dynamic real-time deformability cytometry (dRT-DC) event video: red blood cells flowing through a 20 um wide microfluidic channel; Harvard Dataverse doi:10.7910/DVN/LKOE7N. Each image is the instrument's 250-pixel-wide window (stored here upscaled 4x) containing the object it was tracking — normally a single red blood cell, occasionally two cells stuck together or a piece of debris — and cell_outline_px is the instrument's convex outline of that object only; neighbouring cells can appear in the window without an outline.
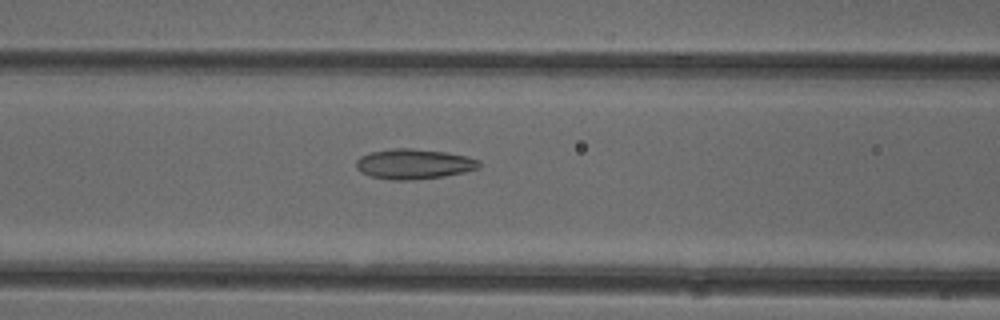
{"species": "common noctule bat (a hibernating species)", "species_latin": "Nyctalus noctula", "temperature_condition": "cold", "stored_images_in_passage": 51, "camera_frame_rate_fps": 3000, "um_per_image_px": 0.085, "animal": {"sex": "female"}, "frame": {"image": 1, "passage_image": 21, "time_ms": 6.667, "image_size_px": [1000, 320], "cell_outline_px": [[480, 168], [464, 172], [444, 176], [408, 180], [392, 180], [372, 176], [360, 172], [356, 168], [356, 160], [360, 156], [372, 152], [392, 148], [412, 148], [444, 152], [468, 156], [480, 160]], "centroid_in_image_um": [35.19, 13.93], "position_along_channel_um": 131.4, "area_um2": 21.56}}
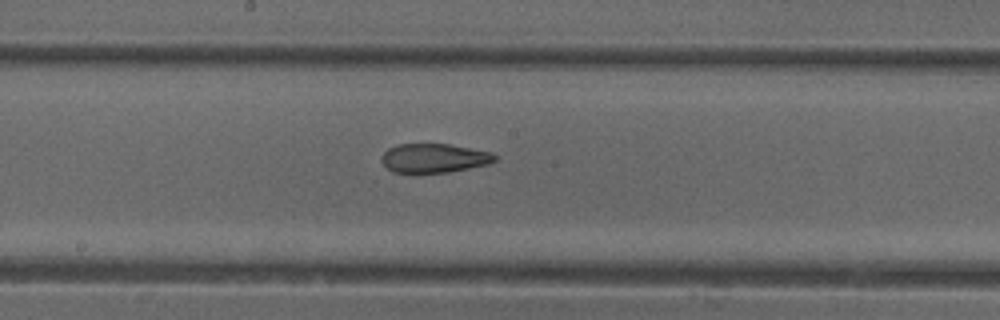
{"frame": {"image": 2, "passage_image": 27, "time_ms": 8.667, "image_size_px": [1000, 320], "cell_outline_px": [[496, 160], [488, 164], [448, 172], [392, 172], [380, 160], [380, 156], [388, 148], [396, 144], [448, 144], [492, 152], [496, 156]], "centroid_in_image_um": [36.87, 13.43], "position_along_channel_um": 211.3, "area_um2": 19.07}}
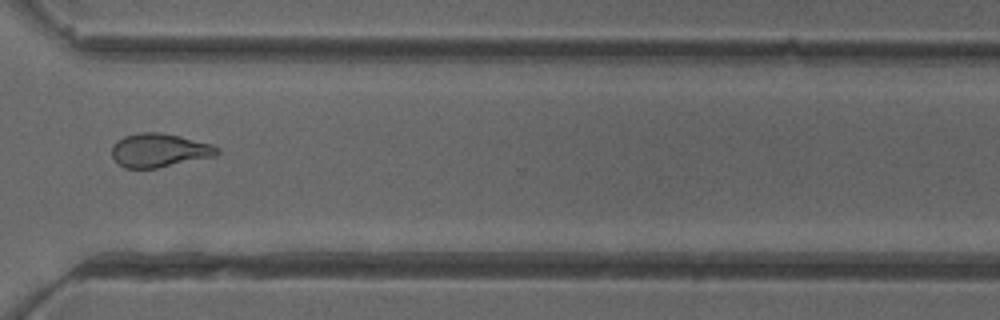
{"frame": {"image": 3, "passage_image": 38, "time_ms": 12.333, "image_size_px": [1000, 320], "cell_outline_px": [[220, 152], [216, 156], [156, 168], [124, 168], [116, 164], [112, 156], [112, 144], [116, 140], [124, 136], [140, 132], [160, 132], [180, 136], [212, 144], [220, 148]], "centroid_in_image_um": [13.52, 12.77], "position_along_channel_um": 357.1, "area_um2": 20.92}, "authors_computed_cell_mechanics": {"area_um2": 21.5016, "velocity_mm_per_s": 3.9948, "shape_relaxation_time_tau1_ms": null, "shape_relaxation_time_tau2_ms": 2.4182, "deformation_change_tau1": null, "deformation_change_tau2": 0.1035}}